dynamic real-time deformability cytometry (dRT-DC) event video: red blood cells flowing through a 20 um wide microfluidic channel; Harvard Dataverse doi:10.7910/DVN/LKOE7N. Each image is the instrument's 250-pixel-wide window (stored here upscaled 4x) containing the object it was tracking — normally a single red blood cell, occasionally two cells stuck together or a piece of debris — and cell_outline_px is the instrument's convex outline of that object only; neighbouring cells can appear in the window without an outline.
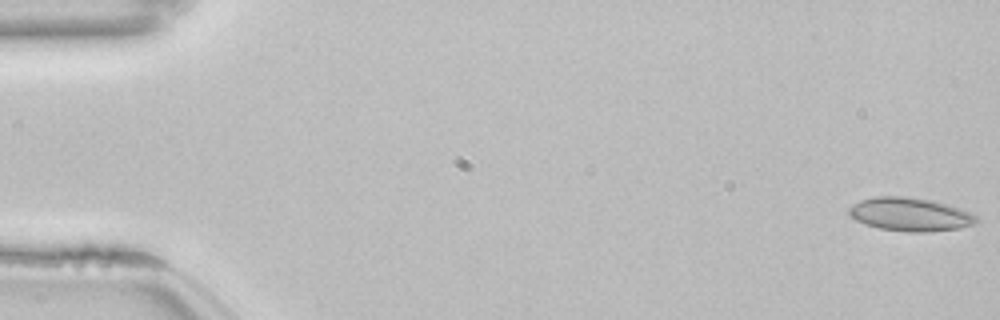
{"species": "common noctule bat (a hibernating species)", "species_latin": "Nyctalus noctula", "temperature_condition": "room temperature", "stored_images_in_passage": 54, "camera_frame_rate_fps": 3000, "um_per_image_px": 0.085, "animal": {"sex": "female", "body_mass_g": 22.7, "forearm_length_mm": 54.2}, "frame": {"image": 1, "passage_image": 1, "time_ms": 0.0, "image_size_px": [1000, 320], "cell_outline_px": [[980, 220], [976, 224], [960, 228], [932, 232], [908, 232], [880, 228], [864, 224], [856, 220], [848, 212], [848, 208], [852, 204], [860, 200], [872, 196], [908, 196], [932, 200], [948, 204], [972, 212]], "centroid_in_image_um": [77.39, 18.21], "position_along_channel_um": 7.6, "area_um2": 25.26}}
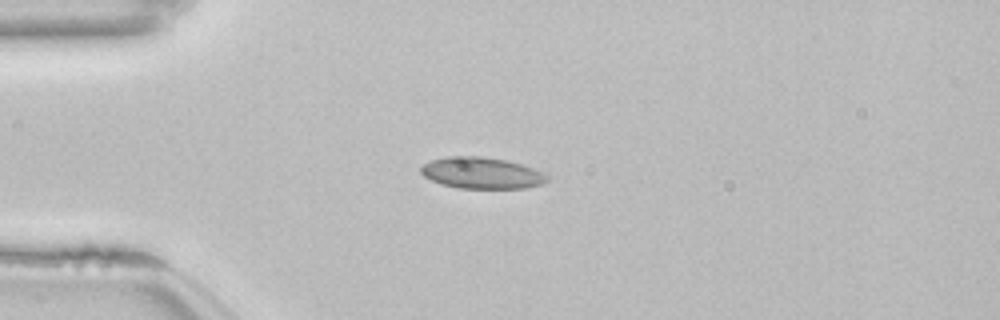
{"frame": {"image": 2, "passage_image": 14, "time_ms": 4.333, "image_size_px": [1000, 320], "cell_outline_px": [[548, 180], [544, 184], [524, 188], [456, 188], [440, 184], [424, 176], [420, 172], [420, 168], [424, 164], [432, 160], [448, 156], [480, 156], [508, 160], [544, 172], [548, 176]], "centroid_in_image_um": [40.95, 14.71], "position_along_channel_um": 44.0, "area_um2": 23.18}}
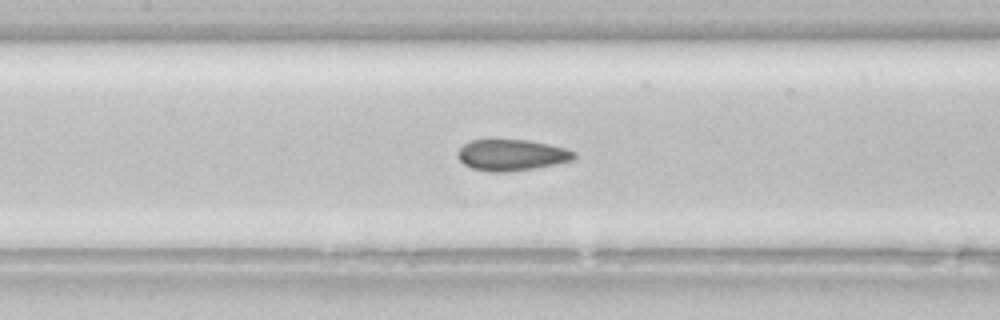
{"frame": {"image": 3, "passage_image": 25, "time_ms": 8.0, "image_size_px": [1000, 320], "cell_outline_px": [[576, 156], [572, 160], [532, 168], [504, 172], [488, 172], [472, 168], [464, 164], [456, 156], [456, 152], [464, 144], [472, 140], [528, 140], [548, 144], [564, 148], [576, 152]], "centroid_in_image_um": [43.44, 13.17], "position_along_channel_um": 164.0, "area_um2": 20.92}, "authors_computed_cell_mechanics": {"area_um2": 22.1663, "velocity_mm_per_s": 3.8513, "shape_relaxation_time_tau1_ms": null, "shape_relaxation_time_tau2_ms": 1.9558, "deformation_change_tau1": null, "deformation_change_tau2": 0.0703}}